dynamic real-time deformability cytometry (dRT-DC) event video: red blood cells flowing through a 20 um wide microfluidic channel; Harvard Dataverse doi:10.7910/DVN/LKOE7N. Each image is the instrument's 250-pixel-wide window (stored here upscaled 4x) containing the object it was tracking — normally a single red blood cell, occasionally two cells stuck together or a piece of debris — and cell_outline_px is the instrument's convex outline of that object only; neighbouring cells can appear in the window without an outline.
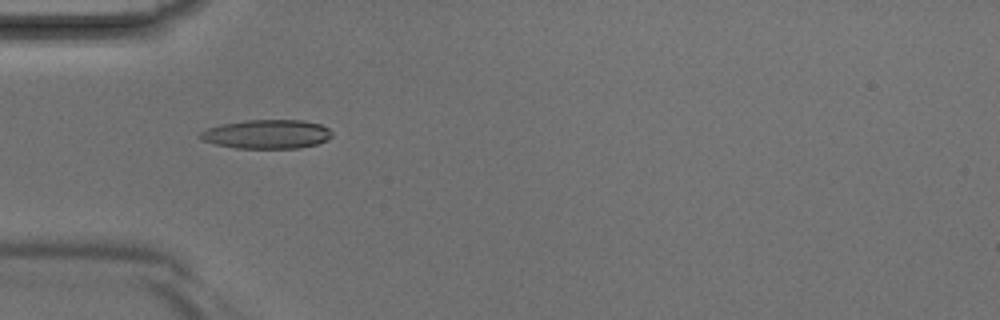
{"species": "Egyptian fruit bat (a non-hibernating species)", "species_latin": "Rousettus aegyptiacus", "temperature_condition": "room temperature", "stored_images_in_passage": 4, "camera_frame_rate_fps": 3000, "um_per_image_px": 0.085, "animal": {"sex": "male"}, "frame": {"image": 1, "passage_image": 4, "time_ms": 1.0, "image_size_px": [1000, 320], "cell_outline_px": [[332, 136], [328, 140], [316, 144], [296, 148], [236, 148], [216, 144], [200, 140], [196, 136], [200, 132], [208, 128], [224, 124], [244, 120], [304, 120], [320, 124], [328, 128], [332, 132]], "centroid_in_image_um": [22.67, 11.4], "position_along_channel_um": 62.3, "area_um2": 22.31}}